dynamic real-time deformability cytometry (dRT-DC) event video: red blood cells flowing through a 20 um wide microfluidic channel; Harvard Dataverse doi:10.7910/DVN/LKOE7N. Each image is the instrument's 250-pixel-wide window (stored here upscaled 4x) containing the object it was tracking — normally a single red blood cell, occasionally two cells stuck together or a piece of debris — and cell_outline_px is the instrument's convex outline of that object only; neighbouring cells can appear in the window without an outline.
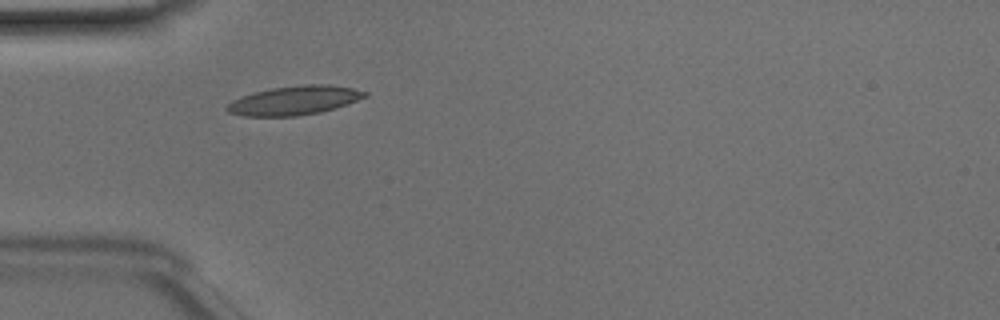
{"species": "Egyptian fruit bat (a non-hibernating species)", "species_latin": "Rousettus aegyptiacus", "temperature_condition": "room temperature", "stored_images_in_passage": 4, "camera_frame_rate_fps": 3000, "um_per_image_px": 0.085, "animal": {"sex": "male"}, "frame": {"image": 1, "passage_image": 1, "time_ms": 0.0, "image_size_px": [1000, 320], "cell_outline_px": [[368, 96], [336, 108], [320, 112], [296, 116], [244, 116], [228, 112], [224, 108], [232, 100], [256, 92], [272, 88], [304, 84], [328, 84], [352, 88], [368, 92]], "centroid_in_image_um": [25.04, 8.53], "position_along_channel_um": 60.0, "area_um2": 23.18}}
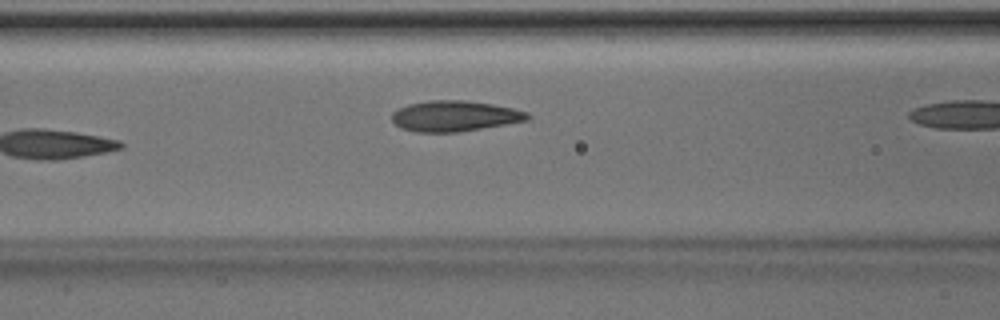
{"frame": {"image": 2, "passage_image": 3, "time_ms": 0.667, "image_size_px": [1000, 320], "cell_outline_px": [[532, 116], [528, 120], [456, 132], [416, 132], [400, 128], [392, 120], [392, 112], [408, 104], [428, 100], [464, 100], [492, 104], [512, 108], [528, 112]], "centroid_in_image_um": [38.63, 9.85], "position_along_channel_um": 128.0, "area_um2": 24.1}}